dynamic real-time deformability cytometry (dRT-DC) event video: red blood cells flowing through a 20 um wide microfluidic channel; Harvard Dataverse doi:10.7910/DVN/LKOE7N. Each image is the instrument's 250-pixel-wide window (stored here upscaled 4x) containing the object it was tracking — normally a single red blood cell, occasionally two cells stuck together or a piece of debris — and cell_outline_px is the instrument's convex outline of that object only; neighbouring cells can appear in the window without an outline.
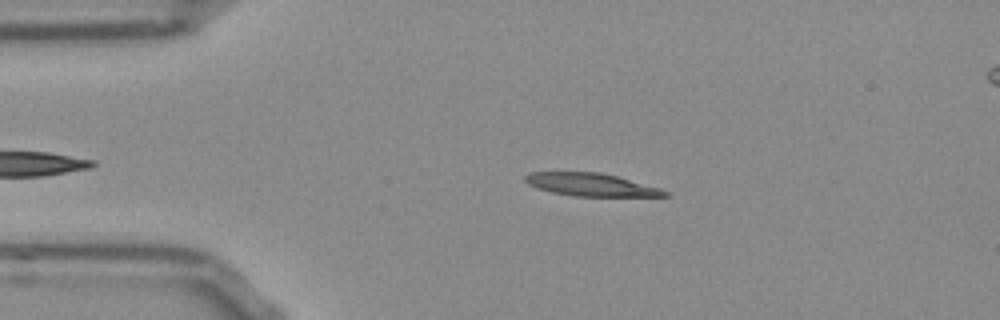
{"species": "Egyptian fruit bat (a non-hibernating species)", "species_latin": "Rousettus aegyptiacus", "temperature_condition": "room temperature", "stored_images_in_passage": 43, "camera_frame_rate_fps": 3000, "um_per_image_px": 0.085, "frame": {"image": 1, "passage_image": 7, "time_ms": 2.0, "image_size_px": [1000, 320], "cell_outline_px": [[668, 196], [576, 196], [552, 192], [528, 184], [524, 180], [524, 176], [532, 172], [600, 172], [616, 176], [660, 188], [668, 192]], "centroid_in_image_um": [50.23, 15.69], "position_along_channel_um": 34.8, "area_um2": 18.26}}
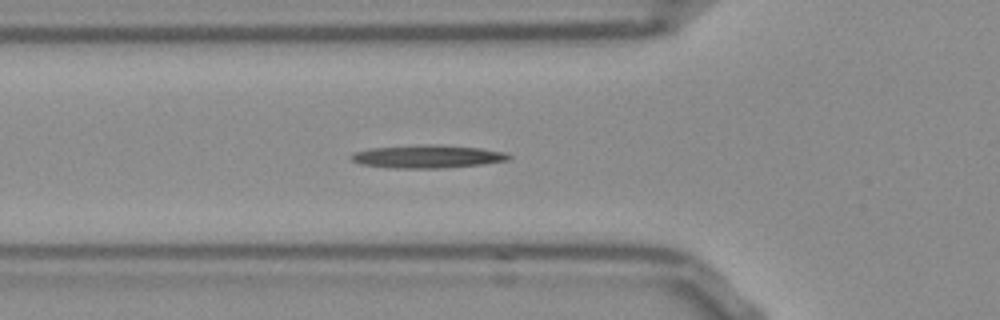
{"frame": {"image": 2, "passage_image": 14, "time_ms": 4.333, "image_size_px": [1000, 320], "cell_outline_px": [[512, 156], [508, 160], [480, 164], [440, 168], [392, 168], [360, 164], [352, 160], [348, 156], [356, 152], [372, 148], [428, 144], [436, 144], [480, 148], [504, 152]], "centroid_in_image_um": [36.32, 13.3], "position_along_channel_um": 89.5, "area_um2": 20.92}}
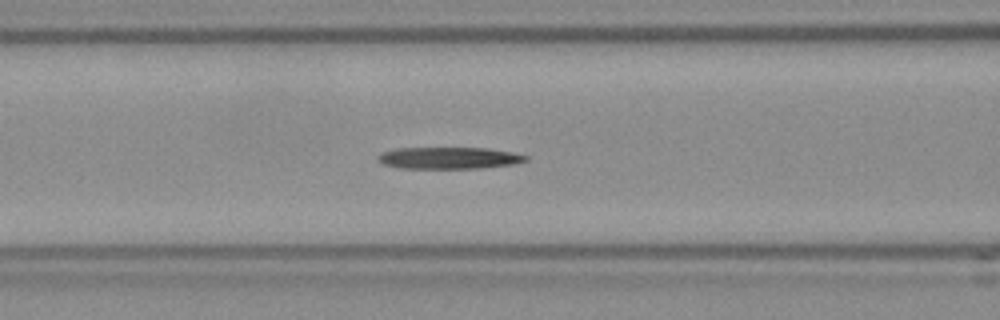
{"frame": {"image": 3, "passage_image": 17, "time_ms": 5.333, "image_size_px": [1000, 320], "cell_outline_px": [[528, 160], [512, 164], [480, 168], [400, 168], [384, 164], [376, 160], [376, 156], [380, 152], [396, 148], [488, 148], [512, 152], [528, 156]], "centroid_in_image_um": [38.11, 13.42], "position_along_channel_um": 128.5, "area_um2": 18.79}}